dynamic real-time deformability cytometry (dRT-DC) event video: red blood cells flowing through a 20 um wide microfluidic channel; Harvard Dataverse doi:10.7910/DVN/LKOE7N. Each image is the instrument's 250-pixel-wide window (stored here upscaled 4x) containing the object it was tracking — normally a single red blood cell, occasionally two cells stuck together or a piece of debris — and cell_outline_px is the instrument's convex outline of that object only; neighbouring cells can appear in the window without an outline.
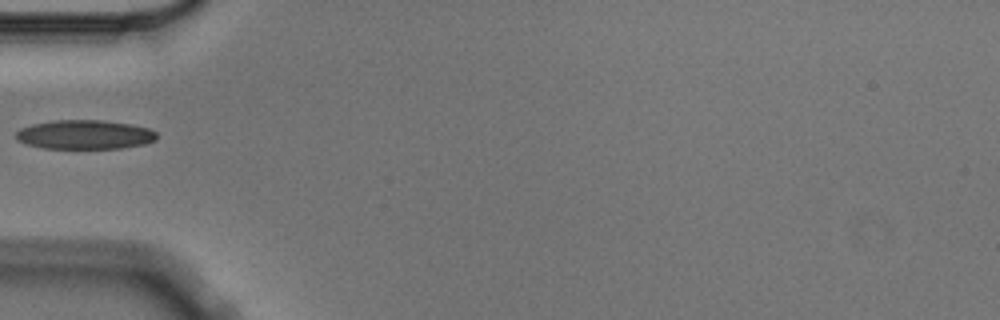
{"species": "Egyptian fruit bat (a non-hibernating species)", "species_latin": "Rousettus aegyptiacus", "temperature_condition": "cold", "stored_images_in_passage": 1, "camera_frame_rate_fps": 3000, "um_per_image_px": 0.085, "animal": {"sex": "male"}, "frame": {"image": 1, "passage_image": 1, "time_ms": 0.0, "image_size_px": [1000, 320], "cell_outline_px": [[156, 140], [144, 144], [120, 148], [44, 148], [28, 144], [16, 140], [16, 132], [20, 128], [32, 124], [56, 120], [100, 120], [132, 124], [148, 128], [156, 132]], "centroid_in_image_um": [7.2, 11.43], "position_along_channel_um": 77.8, "area_um2": 23.81}}